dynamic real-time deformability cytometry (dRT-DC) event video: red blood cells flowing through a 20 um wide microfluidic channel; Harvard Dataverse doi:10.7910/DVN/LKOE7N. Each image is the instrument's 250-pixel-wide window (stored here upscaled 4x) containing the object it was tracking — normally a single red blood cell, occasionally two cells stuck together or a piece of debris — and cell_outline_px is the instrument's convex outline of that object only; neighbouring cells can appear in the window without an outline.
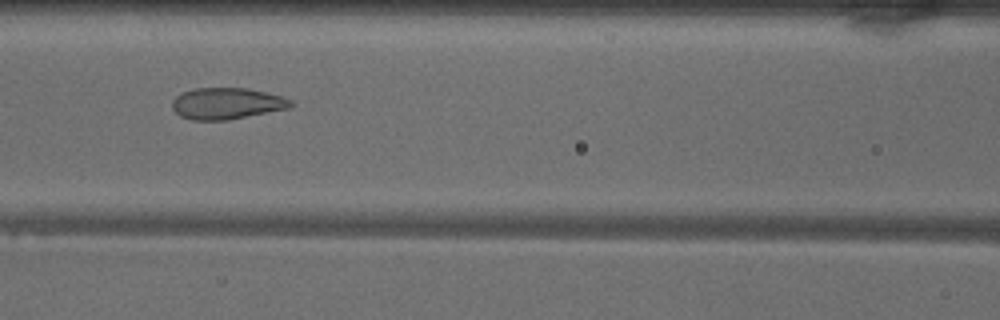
{"species": "common noctule bat (a hibernating species)", "species_latin": "Nyctalus noctula", "temperature_condition": "warm", "stored_images_in_passage": 48, "camera_frame_rate_fps": 3000, "um_per_image_px": 0.085, "animal": {"sex": "male", "body_mass_g": 18.8}, "frame": {"image": 1, "passage_image": 20, "time_ms": 6.333, "image_size_px": [1000, 320], "cell_outline_px": [[292, 104], [288, 108], [228, 120], [192, 120], [180, 116], [172, 108], [172, 100], [180, 92], [192, 88], [248, 88], [280, 96], [292, 100]], "centroid_in_image_um": [19.21, 8.79], "position_along_channel_um": 147.4, "area_um2": 21.68}}
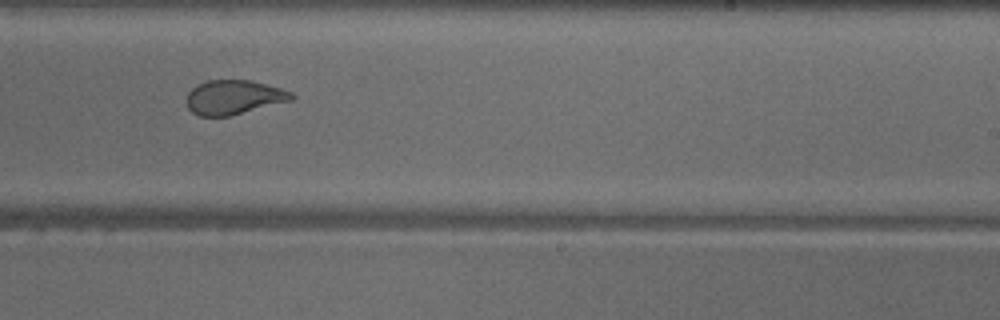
{"frame": {"image": 2, "passage_image": 29, "time_ms": 9.333, "image_size_px": [1000, 320], "cell_outline_px": [[296, 96], [292, 100], [228, 116], [200, 116], [192, 112], [188, 108], [188, 92], [192, 88], [208, 80], [248, 80], [280, 88], [292, 92]], "centroid_in_image_um": [19.88, 8.27], "position_along_channel_um": 269.1, "area_um2": 20.63}}
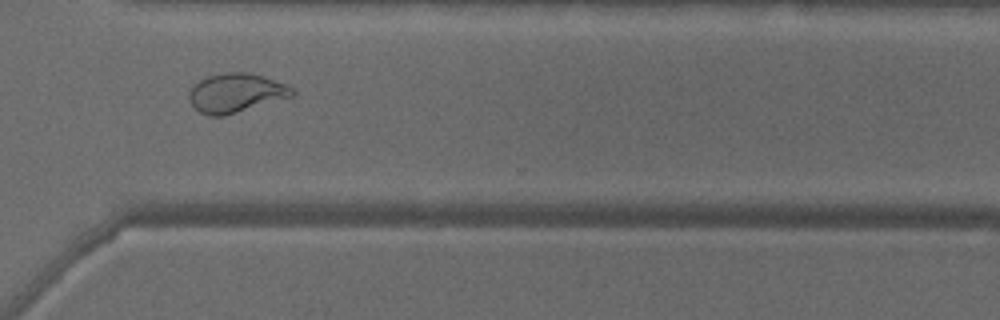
{"frame": {"image": 3, "passage_image": 35, "time_ms": 11.333, "image_size_px": [1000, 320], "cell_outline_px": [[296, 92], [292, 96], [224, 116], [208, 116], [200, 112], [188, 100], [188, 92], [200, 80], [208, 76], [224, 72], [248, 72], [264, 76], [288, 84]], "centroid_in_image_um": [20.06, 7.89], "position_along_channel_um": 350.5, "area_um2": 23.47}, "authors_computed_cell_mechanics": {"area_um2": 25.0274, "velocity_mm_per_s": 4.0718, "shape_relaxation_time_tau1_ms": 5.7584, "shape_relaxation_time_tau2_ms": 0.7677, "deformation_change_tau1": 0.1791, "deformation_change_tau2": 0.0648}}